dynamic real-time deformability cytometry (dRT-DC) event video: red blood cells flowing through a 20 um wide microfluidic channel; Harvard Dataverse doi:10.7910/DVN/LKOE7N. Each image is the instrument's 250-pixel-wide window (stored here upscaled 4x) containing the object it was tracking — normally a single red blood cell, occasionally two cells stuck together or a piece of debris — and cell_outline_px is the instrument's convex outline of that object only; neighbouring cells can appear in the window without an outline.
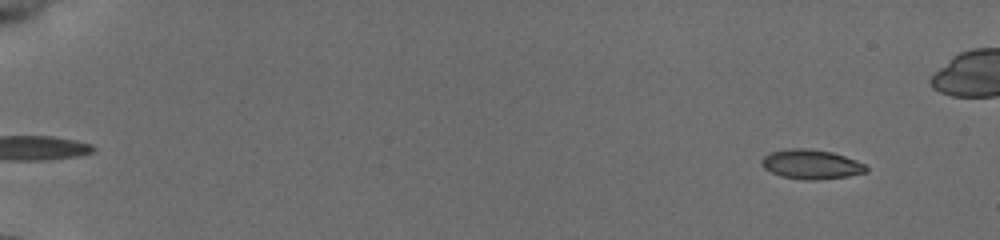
{"species": "common noctule bat (a hibernating species)", "species_latin": "Nyctalus noctula", "temperature_condition": "cold", "stored_images_in_passage": 45, "camera_frame_rate_fps": 3000, "um_per_image_px": 0.085, "animal": {"sex": "female", "body_mass_g": 19.5, "forearm_length_mm": 54.1}, "frame": {"image": 1, "passage_image": 5, "time_ms": 1.333, "image_size_px": [1000, 240], "cell_outline_px": [[868, 172], [848, 176], [812, 180], [804, 180], [780, 176], [764, 168], [760, 164], [760, 160], [764, 156], [772, 152], [788, 148], [804, 148], [832, 152], [856, 160], [864, 164], [868, 168]], "centroid_in_image_um": [68.94, 13.97], "position_along_channel_um": 16.1, "area_um2": 17.92}}
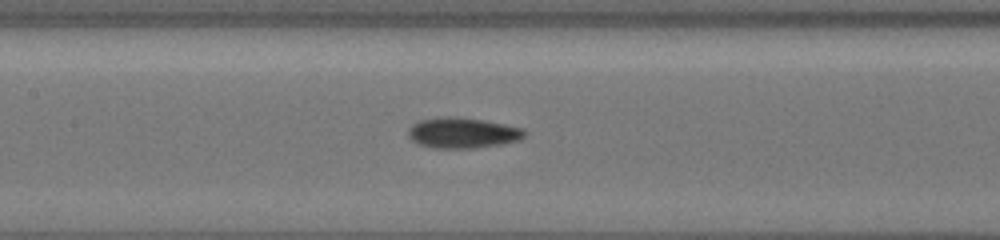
{"frame": {"image": 2, "passage_image": 26, "time_ms": 9.333, "image_size_px": [1000, 240], "cell_outline_px": [[528, 132], [520, 140], [500, 144], [476, 148], [432, 148], [420, 144], [412, 140], [408, 132], [408, 128], [412, 124], [420, 120], [452, 116], [456, 116], [484, 120], [524, 128]], "centroid_in_image_um": [39.36, 11.29], "position_along_channel_um": 168.0, "area_um2": 20.75}}
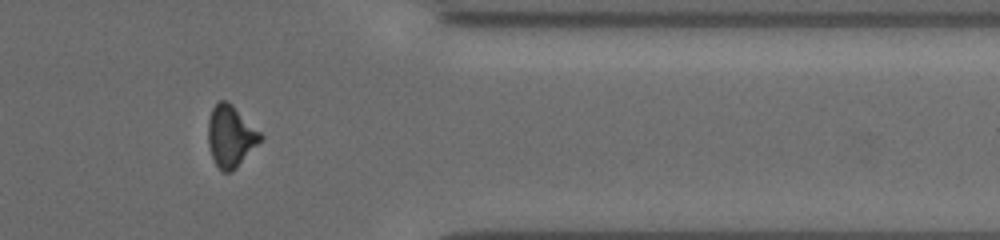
{"frame": {"image": 3, "passage_image": 40, "time_ms": 15.333, "image_size_px": [1000, 240], "cell_outline_px": [[264, 136], [236, 168], [232, 172], [224, 172], [216, 164], [212, 156], [208, 144], [208, 120], [212, 108], [220, 100], [228, 100]], "centroid_in_image_um": [19.59, 11.56], "position_along_channel_um": 391.8, "area_um2": 18.5}}